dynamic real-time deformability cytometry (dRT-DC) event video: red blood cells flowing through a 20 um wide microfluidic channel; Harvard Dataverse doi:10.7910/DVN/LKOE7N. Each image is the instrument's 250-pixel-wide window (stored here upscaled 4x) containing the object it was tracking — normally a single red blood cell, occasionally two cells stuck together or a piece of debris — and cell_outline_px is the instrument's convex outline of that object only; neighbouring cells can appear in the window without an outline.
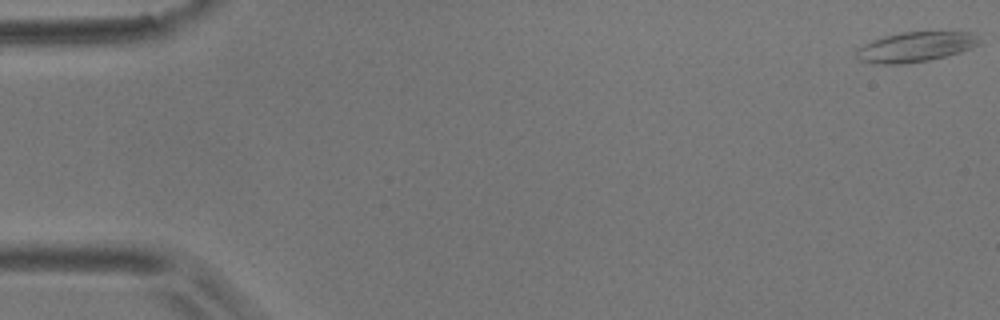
{"species": "common noctule bat (a hibernating species)", "species_latin": "Nyctalus noctula", "temperature_condition": "room temperature", "stored_images_in_passage": 5, "camera_frame_rate_fps": 3000, "um_per_image_px": 0.085, "animal": {"sex": "male", "body_mass_g": 17.9}, "frame": {"image": 1, "passage_image": 5, "time_ms": 1.333, "image_size_px": [1000, 320], "cell_outline_px": [[980, 44], [972, 48], [948, 56], [928, 60], [904, 64], [876, 64], [860, 60], [856, 56], [856, 48], [872, 40], [884, 36], [900, 32], [976, 32], [980, 40]], "centroid_in_image_um": [77.83, 3.98], "position_along_channel_um": 7.2, "area_um2": 21.68}}